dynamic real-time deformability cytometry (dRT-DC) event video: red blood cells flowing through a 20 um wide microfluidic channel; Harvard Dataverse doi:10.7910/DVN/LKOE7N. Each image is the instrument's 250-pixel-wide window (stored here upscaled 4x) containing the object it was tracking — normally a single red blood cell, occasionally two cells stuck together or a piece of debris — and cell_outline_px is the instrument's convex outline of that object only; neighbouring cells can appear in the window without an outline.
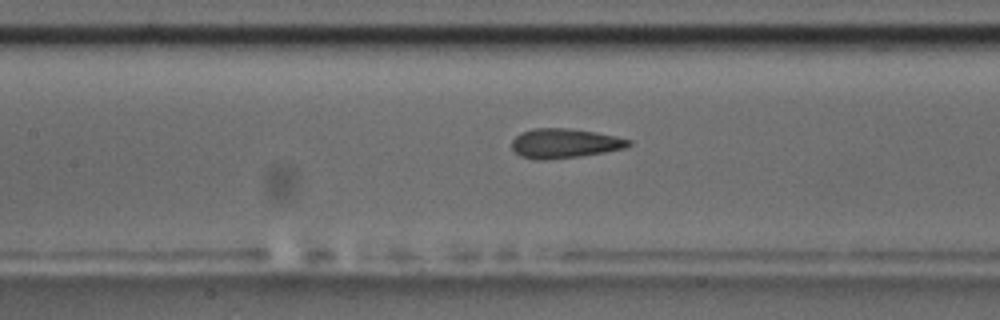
{"species": "common noctule bat (a hibernating species)", "species_latin": "Nyctalus noctula", "temperature_condition": "room temperature", "stored_images_in_passage": 41, "camera_frame_rate_fps": 3000, "um_per_image_px": 0.085, "animal": {"sex": "male", "body_mass_g": 17.5, "forearm_length_mm": 52.3}, "frame": {"image": 1, "passage_image": 12, "time_ms": 3.667, "image_size_px": [1000, 320], "cell_outline_px": [[632, 144], [624, 148], [604, 152], [580, 156], [548, 160], [536, 160], [520, 156], [512, 148], [512, 140], [520, 132], [532, 128], [568, 128], [596, 132], [616, 136], [632, 140]], "centroid_in_image_um": [47.97, 12.18], "position_along_channel_um": 159.4, "area_um2": 20.23}}
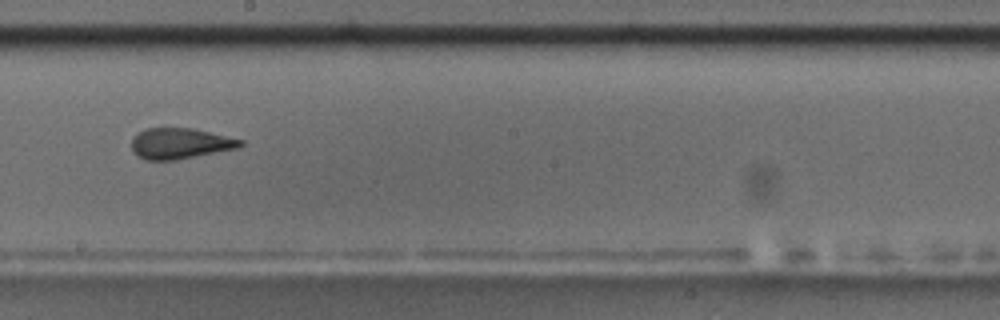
{"frame": {"image": 2, "passage_image": 18, "time_ms": 5.667, "image_size_px": [1000, 320], "cell_outline_px": [[244, 144], [240, 148], [176, 160], [144, 160], [132, 152], [132, 136], [136, 132], [144, 128], [192, 128], [244, 140]], "centroid_in_image_um": [15.29, 12.19], "position_along_channel_um": 232.9, "area_um2": 19.83}}